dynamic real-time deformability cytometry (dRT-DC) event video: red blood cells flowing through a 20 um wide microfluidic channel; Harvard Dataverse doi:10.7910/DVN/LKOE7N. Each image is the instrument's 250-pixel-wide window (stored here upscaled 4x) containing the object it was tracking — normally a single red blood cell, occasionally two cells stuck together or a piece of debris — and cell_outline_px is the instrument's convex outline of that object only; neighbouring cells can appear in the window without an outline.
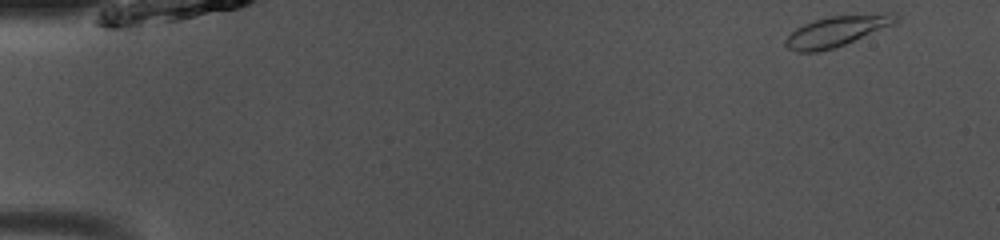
{"species": "common noctule bat (a hibernating species)", "species_latin": "Nyctalus noctula", "temperature_condition": "room temperature", "stored_images_in_passage": 47, "camera_frame_rate_fps": 3000, "um_per_image_px": 0.085, "animal": {"sex": "male", "body_mass_g": 13.0, "forearm_length_mm": 53.1}, "frame": {"image": 1, "passage_image": 1, "time_ms": 0.0, "image_size_px": [1000, 240], "cell_outline_px": [[900, 20], [896, 24], [836, 48], [820, 52], [796, 52], [788, 48], [784, 44], [784, 40], [796, 28], [804, 24], [828, 16], [884, 12], [896, 12], [900, 16]], "centroid_in_image_um": [71.22, 2.63], "position_along_channel_um": 13.8, "area_um2": 20.23}}
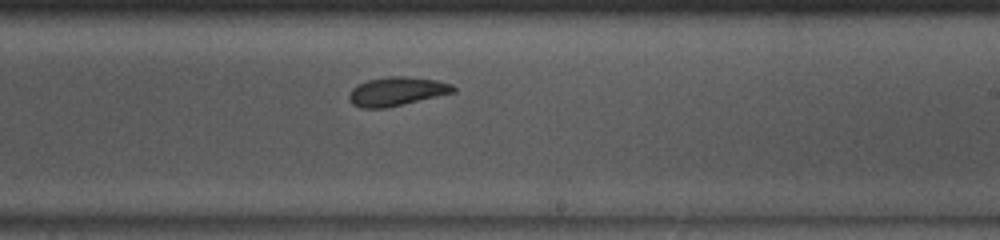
{"frame": {"image": 2, "passage_image": 28, "time_ms": 9.0, "image_size_px": [1000, 240], "cell_outline_px": [[456, 92], [384, 108], [360, 108], [352, 104], [348, 100], [348, 96], [352, 88], [368, 80], [388, 76], [404, 76], [436, 80], [452, 84], [456, 88]], "centroid_in_image_um": [33.71, 7.77], "position_along_channel_um": 255.3, "area_um2": 17.4}}
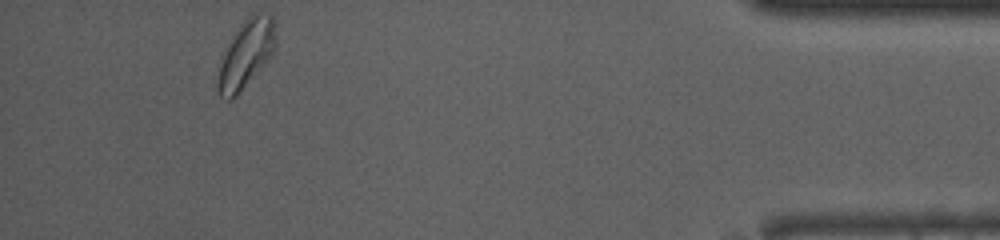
{"frame": {"image": 3, "passage_image": 44, "time_ms": 14.333, "image_size_px": [1000, 240], "cell_outline_px": [[276, 48], [268, 60], [240, 92], [232, 100], [224, 100], [220, 96], [216, 88], [216, 80], [220, 64], [232, 36], [240, 24], [252, 12], [272, 16], [276, 44]], "centroid_in_image_um": [20.89, 4.63], "position_along_channel_um": 414.3, "area_um2": 22.72}, "authors_computed_cell_mechanics": {"area_um2": 18.1492, "velocity_mm_per_s": 4.017, "shape_relaxation_time_tau1_ms": 2.5967, "shape_relaxation_time_tau2_ms": 3.0024, "deformation_change_tau1": 0.11, "deformation_change_tau2": 0.0543}}